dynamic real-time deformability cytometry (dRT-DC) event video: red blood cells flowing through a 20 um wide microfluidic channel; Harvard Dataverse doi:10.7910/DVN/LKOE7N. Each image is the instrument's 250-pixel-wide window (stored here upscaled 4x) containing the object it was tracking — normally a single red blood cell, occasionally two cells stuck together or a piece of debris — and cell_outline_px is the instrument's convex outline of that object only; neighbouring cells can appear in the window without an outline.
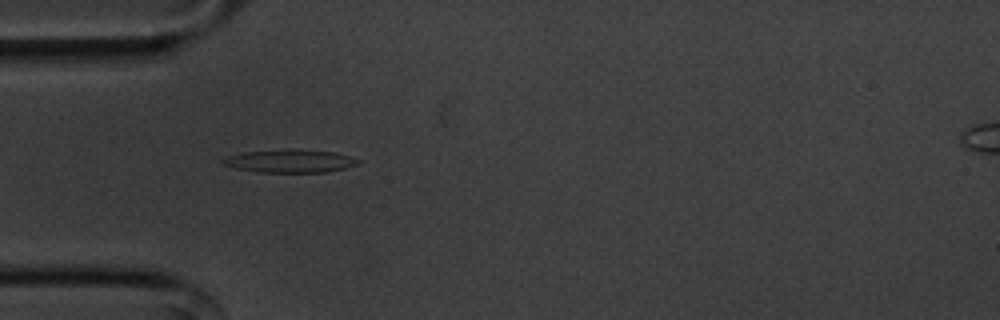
{"species": "common noctule bat (a hibernating species)", "species_latin": "Nyctalus noctula", "temperature_condition": "cold", "stored_images_in_passage": 44, "camera_frame_rate_fps": 3000, "um_per_image_px": 0.085, "animal": {"sex": "male", "body_mass_g": 20.1, "forearm_length_mm": 53.5}, "frame": {"image": 1, "passage_image": 5, "time_ms": 1.333, "image_size_px": [1000, 320], "cell_outline_px": [[360, 164], [328, 172], [260, 172], [236, 168], [224, 164], [220, 160], [228, 156], [244, 152], [284, 148], [336, 152], [360, 160]], "centroid_in_image_um": [24.66, 13.67], "position_along_channel_um": 60.3, "area_um2": 18.21}}
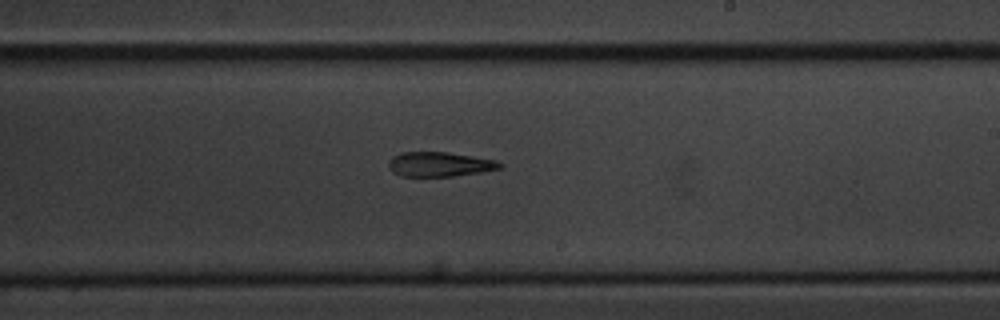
{"frame": {"image": 2, "passage_image": 21, "time_ms": 6.667, "image_size_px": [1000, 320], "cell_outline_px": [[504, 164], [500, 168], [480, 172], [452, 176], [400, 176], [392, 172], [388, 168], [388, 160], [392, 156], [400, 152], [448, 152], [496, 160]], "centroid_in_image_um": [37.31, 13.96], "position_along_channel_um": 251.7, "area_um2": 16.01}}
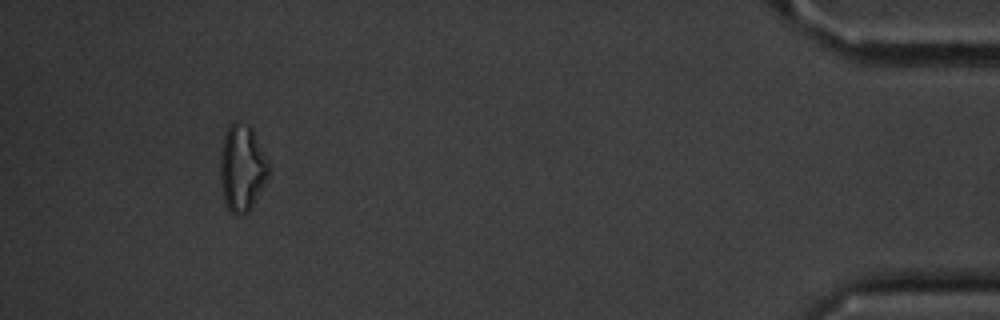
{"frame": {"image": 3, "passage_image": 40, "time_ms": 13.0, "image_size_px": [1000, 320], "cell_outline_px": [[268, 176], [252, 204], [244, 212], [236, 216], [228, 208], [224, 200], [220, 180], [220, 156], [224, 136], [232, 120], [240, 120], [248, 124], [252, 128], [268, 164]], "centroid_in_image_um": [20.53, 14.21], "position_along_channel_um": 414.7, "area_um2": 23.87}, "authors_computed_cell_mechanics": {"area_um2": 17.1666, "velocity_mm_per_s": 3.613, "shape_relaxation_time_tau1_ms": 8.4286, "shape_relaxation_time_tau2_ms": 6.5879, "deformation_change_tau1": 0.2511, "deformation_change_tau2": 0.218}}